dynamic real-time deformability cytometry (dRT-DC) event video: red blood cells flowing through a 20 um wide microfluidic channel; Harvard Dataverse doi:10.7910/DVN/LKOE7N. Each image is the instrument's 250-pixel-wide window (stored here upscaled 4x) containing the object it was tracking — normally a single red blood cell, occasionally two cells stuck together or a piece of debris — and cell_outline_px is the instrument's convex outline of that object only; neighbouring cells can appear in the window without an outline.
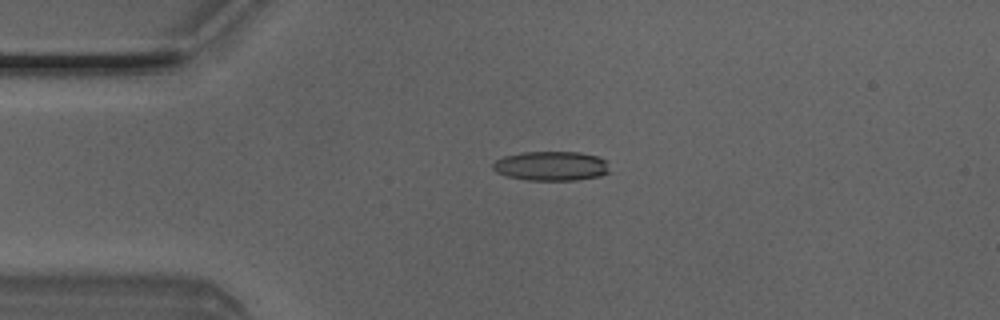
{"species": "Egyptian fruit bat (a non-hibernating species)", "species_latin": "Rousettus aegyptiacus", "temperature_condition": "room temperature", "stored_images_in_passage": 7, "camera_frame_rate_fps": 3000, "um_per_image_px": 0.085, "animal": {"sex": "male"}, "frame": {"image": 1, "passage_image": 2, "time_ms": 0.333, "image_size_px": [1000, 320], "cell_outline_px": [[608, 172], [600, 176], [576, 180], [528, 180], [508, 176], [496, 172], [492, 168], [492, 164], [496, 160], [504, 156], [524, 152], [580, 152], [596, 156], [604, 160]], "centroid_in_image_um": [46.81, 14.11], "position_along_channel_um": 38.2, "area_um2": 19.77}}
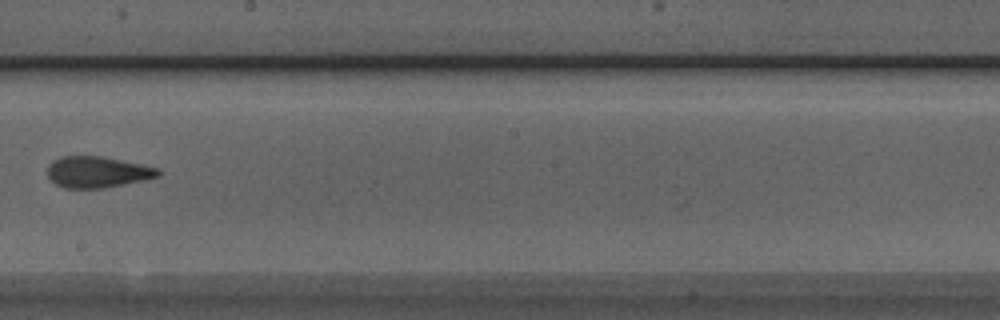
{"frame": {"image": 2, "passage_image": 7, "time_ms": 2.0, "image_size_px": [1000, 320], "cell_outline_px": [[160, 176], [144, 180], [104, 188], [64, 188], [56, 184], [48, 176], [48, 164], [52, 160], [60, 156], [104, 156], [160, 168]], "centroid_in_image_um": [8.28, 14.61], "position_along_channel_um": 239.9, "area_um2": 20.29}}